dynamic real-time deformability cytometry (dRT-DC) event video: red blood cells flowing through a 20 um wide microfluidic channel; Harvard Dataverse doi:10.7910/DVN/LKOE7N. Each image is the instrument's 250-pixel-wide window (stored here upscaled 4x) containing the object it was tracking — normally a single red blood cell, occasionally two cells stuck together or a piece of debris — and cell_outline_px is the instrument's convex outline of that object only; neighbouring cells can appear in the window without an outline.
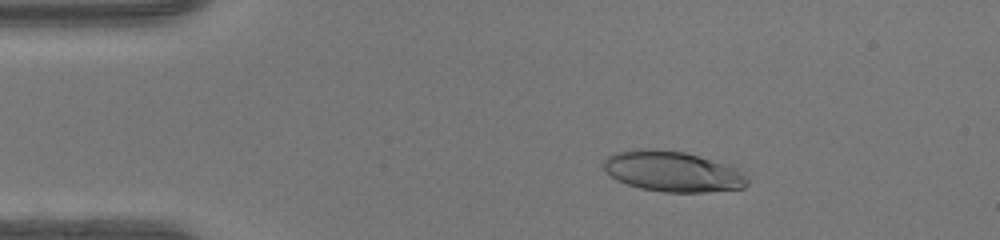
{"species": "human", "species_latin": "Homo sapiens", "temperature_condition": "warm", "stored_images_in_passage": 47, "camera_frame_rate_fps": 3000, "um_per_image_px": 0.085, "donor": {"sex": "female"}, "frame": {"image": 1, "passage_image": 8, "time_ms": 2.333, "image_size_px": [1000, 240], "cell_outline_px": [[748, 184], [744, 188], [704, 192], [664, 192], [640, 188], [628, 184], [612, 176], [604, 168], [604, 160], [608, 156], [616, 152], [640, 148], [656, 148], [684, 152], [736, 168], [748, 180]], "centroid_in_image_um": [57.15, 14.57], "position_along_channel_um": 27.8, "area_um2": 33.47}}
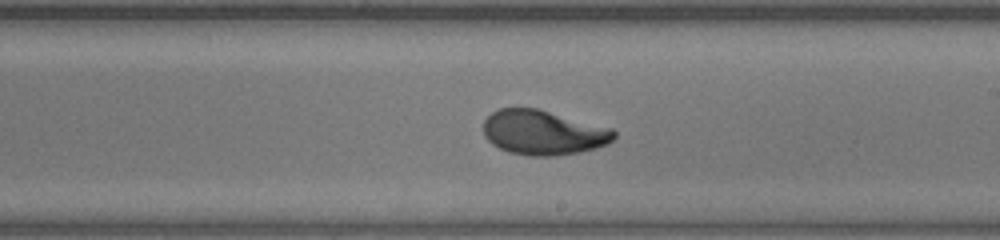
{"frame": {"image": 2, "passage_image": 27, "time_ms": 8.667, "image_size_px": [1000, 240], "cell_outline_px": [[616, 136], [608, 144], [596, 148], [580, 152], [556, 156], [528, 156], [508, 152], [492, 144], [484, 136], [484, 120], [492, 112], [500, 108], [536, 108], [612, 128], [616, 132]], "centroid_in_image_um": [46.18, 11.28], "position_along_channel_um": 242.8, "area_um2": 34.1}}
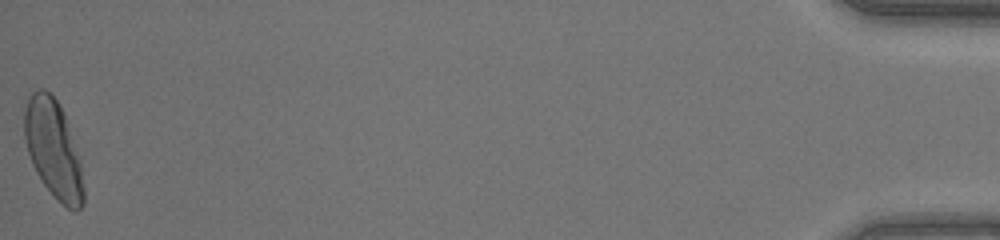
{"frame": {"image": 3, "passage_image": 47, "time_ms": 15.333, "image_size_px": [1000, 240], "cell_outline_px": [[84, 204], [76, 212], [72, 212], [44, 184], [36, 172], [32, 164], [28, 152], [24, 136], [24, 108], [32, 92], [40, 88], [44, 88], [56, 100], [64, 112], [80, 156], [84, 188]], "centroid_in_image_um": [4.56, 12.66], "position_along_channel_um": 430.6, "area_um2": 33.81}, "authors_computed_cell_mechanics": {"area_um2": 33.813, "velocity_mm_per_s": 4.3873, "shape_relaxation_time_tau1_ms": 4.5781, "shape_relaxation_time_tau2_ms": null, "deformation_change_tau1": 0.2272, "deformation_change_tau2": null}}